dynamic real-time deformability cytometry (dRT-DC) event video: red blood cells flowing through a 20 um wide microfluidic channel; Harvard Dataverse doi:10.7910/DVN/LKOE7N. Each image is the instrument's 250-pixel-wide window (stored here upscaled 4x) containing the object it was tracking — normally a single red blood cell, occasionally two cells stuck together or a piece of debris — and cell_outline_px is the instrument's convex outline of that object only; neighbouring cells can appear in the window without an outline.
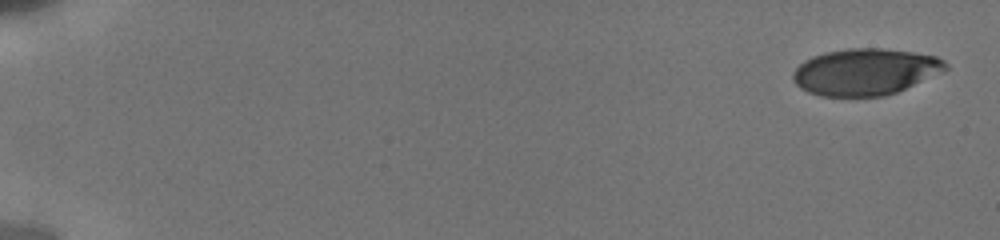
{"species": "human", "species_latin": "Homo sapiens", "temperature_condition": "cold", "stored_images_in_passage": 25, "camera_frame_rate_fps": 3000, "um_per_image_px": 0.085, "donor": {"sex": "male"}, "frame": {"image": 1, "passage_image": 1, "time_ms": 0.0, "image_size_px": [1000, 240], "cell_outline_px": [[948, 68], [940, 72], [896, 92], [884, 96], [820, 96], [808, 92], [800, 88], [796, 84], [792, 76], [792, 72], [804, 60], [812, 56], [824, 52], [848, 48], [880, 48], [912, 52], [936, 56], [944, 60], [948, 64]], "centroid_in_image_um": [73.5, 6.09], "position_along_channel_um": 11.5, "area_um2": 41.21}}
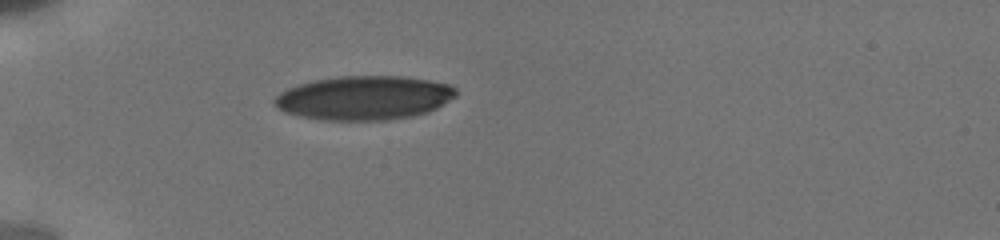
{"frame": {"image": 2, "passage_image": 17, "time_ms": 5.333, "image_size_px": [1000, 240], "cell_outline_px": [[456, 96], [436, 108], [428, 112], [412, 116], [388, 120], [320, 120], [300, 116], [284, 112], [272, 100], [280, 92], [288, 88], [300, 84], [316, 80], [340, 76], [404, 76], [452, 84], [456, 88]], "centroid_in_image_um": [30.97, 8.32], "position_along_channel_um": 54.0, "area_um2": 46.53}}
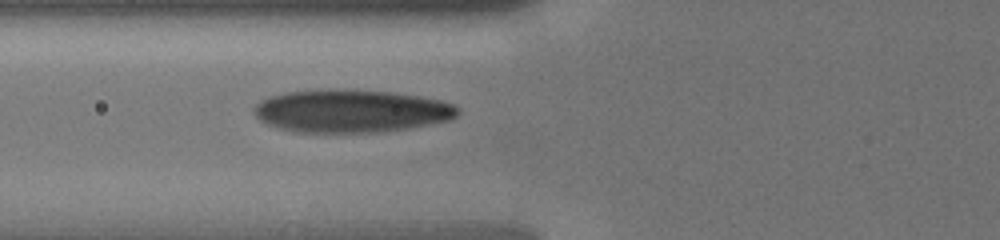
{"frame": {"image": 3, "passage_image": 24, "time_ms": 7.0, "image_size_px": [1000, 240], "cell_outline_px": [[460, 112], [456, 116], [448, 120], [428, 124], [404, 128], [376, 132], [296, 132], [276, 128], [260, 120], [252, 112], [252, 108], [260, 100], [268, 96], [284, 92], [328, 88], [336, 88], [388, 92], [416, 96], [440, 100], [452, 104], [460, 108]], "centroid_in_image_um": [29.75, 9.42], "position_along_channel_um": 96.0, "area_um2": 50.98}}